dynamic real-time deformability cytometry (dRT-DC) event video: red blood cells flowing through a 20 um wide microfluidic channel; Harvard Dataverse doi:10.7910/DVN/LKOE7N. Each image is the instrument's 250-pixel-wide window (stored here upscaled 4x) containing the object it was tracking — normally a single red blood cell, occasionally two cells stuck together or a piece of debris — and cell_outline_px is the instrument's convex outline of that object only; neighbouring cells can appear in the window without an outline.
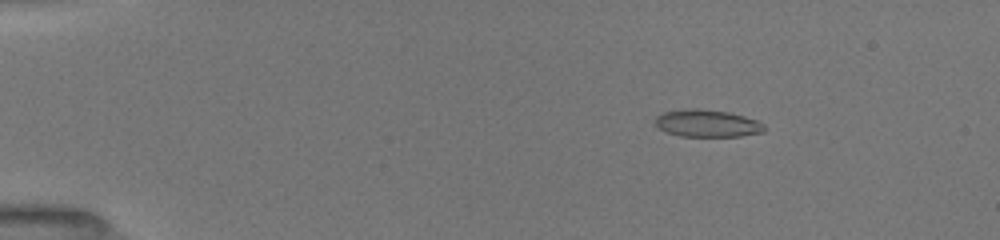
{"species": "common noctule bat (a hibernating species)", "species_latin": "Nyctalus noctula", "temperature_condition": "room temperature", "stored_images_in_passage": 17, "camera_frame_rate_fps": 3000, "um_per_image_px": 0.085, "animal": {"sex": "female", "body_mass_g": 19.5, "forearm_length_mm": 54.1}, "frame": {"image": 1, "passage_image": 7, "time_ms": 2.667, "image_size_px": [1000, 240], "cell_outline_px": [[768, 128], [764, 132], [740, 136], [680, 136], [668, 132], [660, 128], [656, 124], [656, 116], [664, 112], [688, 108], [700, 108], [728, 112], [744, 116], [756, 120], [764, 124]], "centroid_in_image_um": [60.16, 10.48], "position_along_channel_um": 24.8, "area_um2": 17.34}}
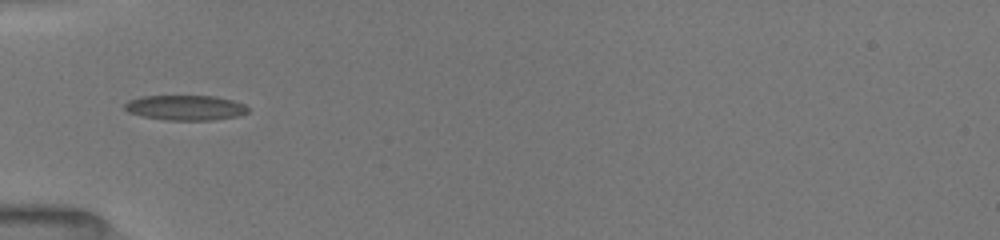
{"frame": {"image": 2, "passage_image": 16, "time_ms": 6.0, "image_size_px": [1000, 240], "cell_outline_px": [[248, 112], [240, 116], [212, 120], [168, 120], [144, 116], [128, 112], [124, 108], [124, 104], [128, 100], [140, 96], [216, 96], [232, 100], [244, 104], [248, 108]], "centroid_in_image_um": [15.77, 9.15], "position_along_channel_um": 69.2, "area_um2": 18.03}}